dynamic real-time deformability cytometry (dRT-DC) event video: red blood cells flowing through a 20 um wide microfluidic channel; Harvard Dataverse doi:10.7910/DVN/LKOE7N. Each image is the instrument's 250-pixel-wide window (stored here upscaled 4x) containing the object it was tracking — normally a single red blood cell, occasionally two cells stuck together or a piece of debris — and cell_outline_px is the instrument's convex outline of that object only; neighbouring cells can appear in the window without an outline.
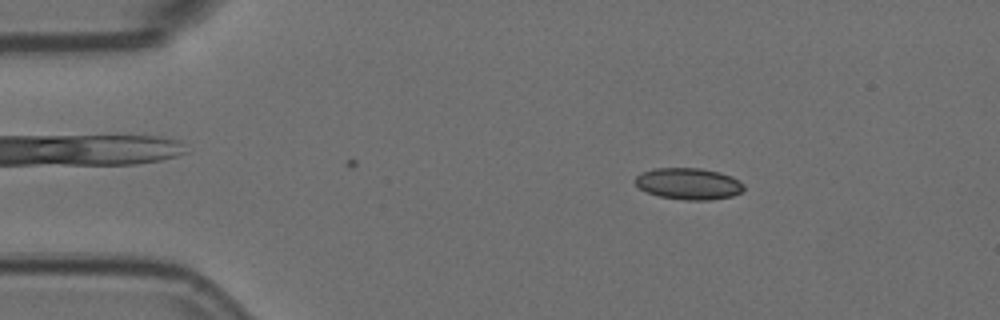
{"species": "Egyptian fruit bat (a non-hibernating species)", "species_latin": "Rousettus aegyptiacus", "temperature_condition": "room temperature", "stored_images_in_passage": 3, "camera_frame_rate_fps": 3000, "um_per_image_px": 0.085, "animal": {"sex": "female"}, "frame": {"image": 1, "passage_image": 2, "time_ms": 0.333, "image_size_px": [1000, 320], "cell_outline_px": [[744, 188], [740, 192], [732, 196], [708, 200], [684, 200], [660, 196], [648, 192], [640, 188], [632, 180], [640, 172], [656, 168], [700, 168], [720, 172], [732, 176], [740, 180], [744, 184]], "centroid_in_image_um": [58.53, 15.6], "position_along_channel_um": 26.5, "area_um2": 20.06}}